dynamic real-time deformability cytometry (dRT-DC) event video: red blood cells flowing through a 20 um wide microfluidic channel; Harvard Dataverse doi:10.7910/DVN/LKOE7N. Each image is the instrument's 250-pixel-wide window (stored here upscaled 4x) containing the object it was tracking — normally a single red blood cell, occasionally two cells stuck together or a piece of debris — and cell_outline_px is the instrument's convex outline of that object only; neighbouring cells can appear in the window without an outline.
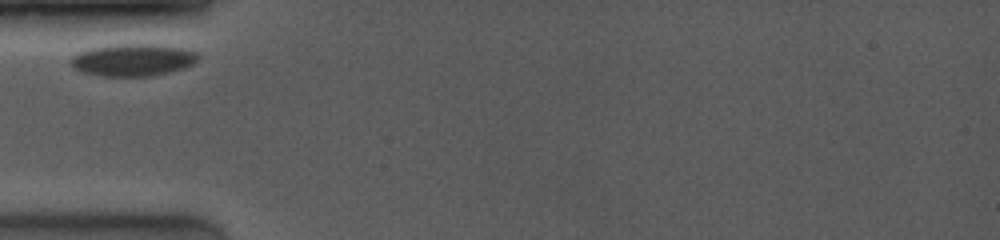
{"species": "common noctule bat (a hibernating species)", "species_latin": "Nyctalus noctula", "temperature_condition": "room temperature", "stored_images_in_passage": 22, "camera_frame_rate_fps": 4000, "um_per_image_px": 0.085, "animal": {"sex": "female", "body_mass_g": 19.0, "forearm_length_mm": 53.3}, "frame": {"image": 1, "passage_image": 1, "time_ms": 0.0, "image_size_px": [1000, 240], "cell_outline_px": [[200, 56], [192, 64], [184, 68], [152, 76], [100, 76], [80, 72], [72, 64], [72, 56], [80, 52], [92, 48], [112, 44], [160, 44], [184, 48], [200, 52]], "centroid_in_image_um": [11.35, 5.08], "position_along_channel_um": 73.7, "area_um2": 23.99}}
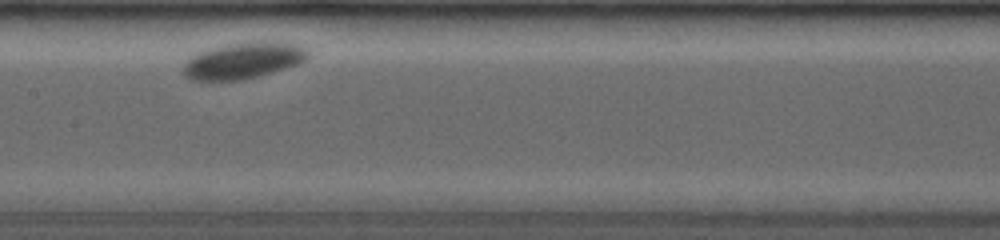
{"frame": {"image": 2, "passage_image": 9, "time_ms": 3.25, "image_size_px": [1000, 240], "cell_outline_px": [[308, 56], [304, 60], [296, 64], [284, 68], [256, 76], [240, 80], [188, 80], [184, 76], [184, 64], [192, 56], [200, 52], [212, 48], [228, 44], [260, 40], [300, 44], [308, 48]], "centroid_in_image_um": [20.69, 5.13], "position_along_channel_um": 186.7, "area_um2": 26.13}}
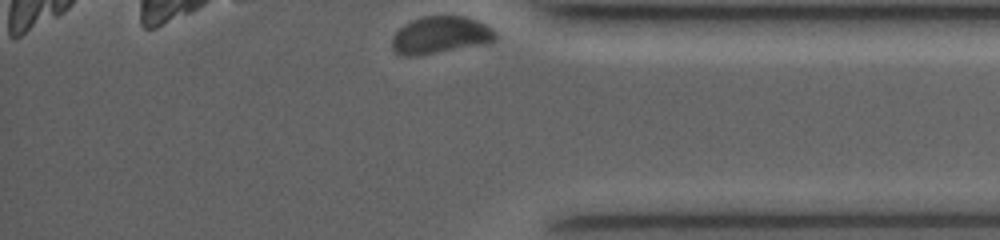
{"frame": {"image": 3, "passage_image": 22, "time_ms": 9.25, "image_size_px": [1000, 240], "cell_outline_px": [[496, 40], [484, 44], [416, 56], [400, 56], [392, 48], [392, 36], [404, 24], [412, 20], [424, 16], [464, 16], [476, 20], [492, 28], [496, 32]], "centroid_in_image_um": [37.42, 2.99], "position_along_channel_um": 397.8, "area_um2": 22.43}}